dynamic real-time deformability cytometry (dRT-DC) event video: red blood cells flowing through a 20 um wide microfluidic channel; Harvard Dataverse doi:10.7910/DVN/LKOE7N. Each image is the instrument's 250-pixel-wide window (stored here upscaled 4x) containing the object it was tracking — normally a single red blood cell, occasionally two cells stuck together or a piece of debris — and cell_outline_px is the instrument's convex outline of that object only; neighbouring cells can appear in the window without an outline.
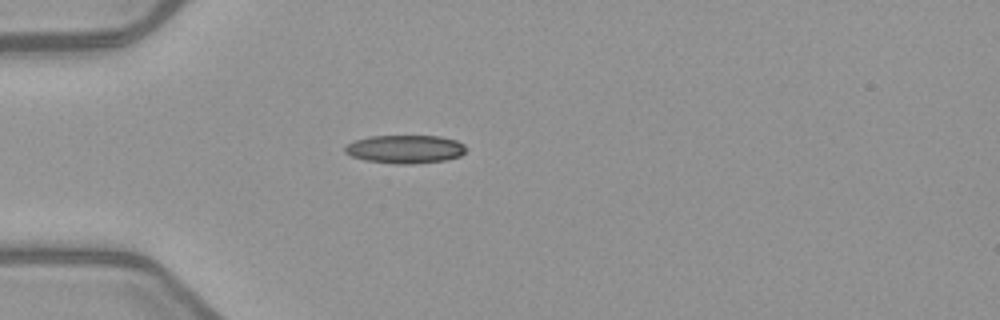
{"species": "common noctule bat (a hibernating species)", "species_latin": "Nyctalus noctula", "temperature_condition": "warm", "stored_images_in_passage": 2, "camera_frame_rate_fps": 3000, "um_per_image_px": 0.085, "animal": {"sex": "female", "body_mass_g": 21.9}, "frame": {"image": 1, "passage_image": 2, "time_ms": 1.667, "image_size_px": [1000, 320], "cell_outline_px": [[464, 152], [460, 156], [448, 160], [412, 164], [396, 164], [364, 160], [352, 156], [344, 152], [344, 148], [352, 140], [368, 136], [440, 136], [456, 140], [464, 144]], "centroid_in_image_um": [34.41, 12.68], "position_along_channel_um": 50.6, "area_um2": 20.11}}